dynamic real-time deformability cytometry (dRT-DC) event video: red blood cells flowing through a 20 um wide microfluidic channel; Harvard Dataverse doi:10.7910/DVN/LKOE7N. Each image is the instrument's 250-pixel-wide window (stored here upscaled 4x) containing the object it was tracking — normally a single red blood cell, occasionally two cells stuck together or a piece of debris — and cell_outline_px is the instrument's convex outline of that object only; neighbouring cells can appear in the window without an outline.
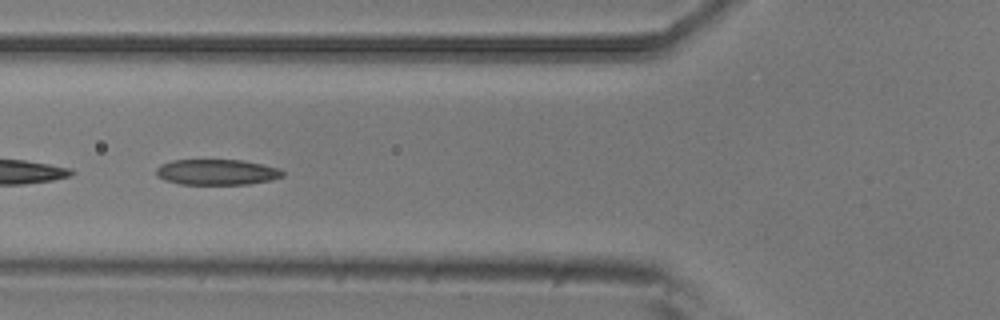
{"species": "common noctule bat (a hibernating species)", "species_latin": "Nyctalus noctula", "temperature_condition": "room temperature", "stored_images_in_passage": 10, "camera_frame_rate_fps": 3000, "um_per_image_px": 0.085, "animal": {"sex": "male", "body_mass_g": 20.5, "forearm_length_mm": 52.5}, "frame": {"image": 1, "passage_image": 6, "time_ms": 1.667, "image_size_px": [1000, 320], "cell_outline_px": [[284, 176], [272, 180], [248, 184], [180, 184], [164, 180], [156, 176], [156, 168], [160, 164], [172, 160], [240, 160], [280, 168], [284, 172]], "centroid_in_image_um": [18.41, 14.63], "position_along_channel_um": 107.4, "area_um2": 18.96}}
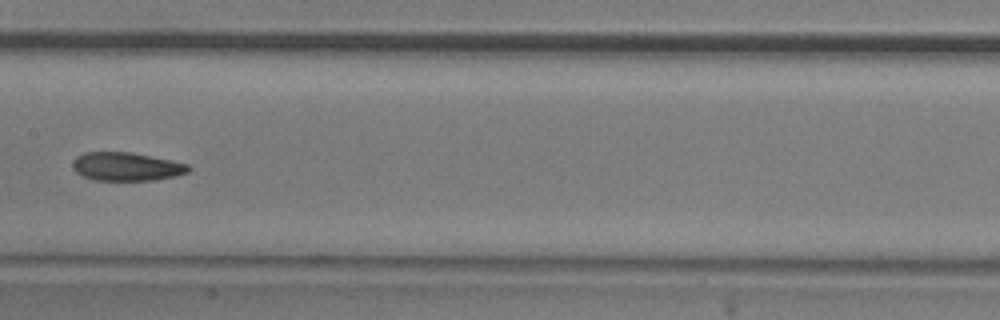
{"frame": {"image": 2, "passage_image": 8, "time_ms": 2.333, "image_size_px": [1000, 320], "cell_outline_px": [[192, 168], [188, 172], [176, 176], [156, 180], [92, 180], [76, 172], [72, 168], [72, 164], [84, 152], [128, 152], [172, 160], [188, 164]], "centroid_in_image_um": [10.79, 14.17], "position_along_channel_um": 196.6, "area_um2": 19.07}}
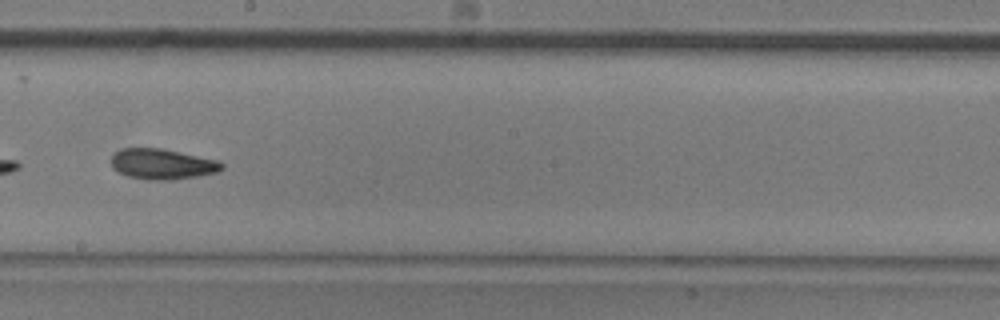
{"frame": {"image": 3, "passage_image": 9, "time_ms": 2.667, "image_size_px": [1000, 320], "cell_outline_px": [[224, 168], [216, 172], [196, 176], [172, 180], [148, 180], [128, 176], [112, 168], [112, 156], [120, 148], [160, 148], [216, 160], [224, 164]], "centroid_in_image_um": [13.77, 13.95], "position_along_channel_um": 234.4, "area_um2": 19.42}}